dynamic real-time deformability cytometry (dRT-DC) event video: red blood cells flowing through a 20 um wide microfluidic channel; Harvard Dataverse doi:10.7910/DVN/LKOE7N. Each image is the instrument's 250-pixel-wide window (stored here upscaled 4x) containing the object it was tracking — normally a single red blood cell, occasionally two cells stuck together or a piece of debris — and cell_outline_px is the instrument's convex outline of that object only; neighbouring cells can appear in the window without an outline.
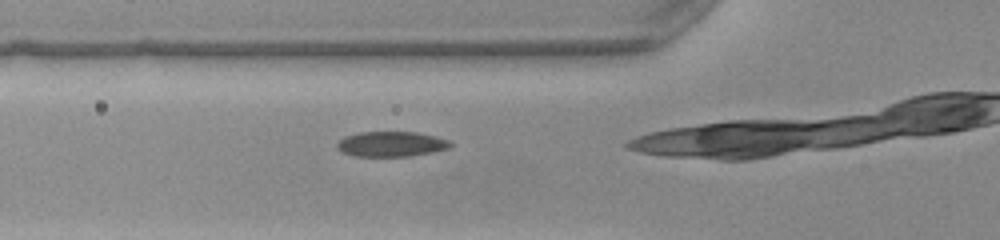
{"species": "common noctule bat (a hibernating species)", "species_latin": "Nyctalus noctula", "temperature_condition": "warm", "stored_images_in_passage": 8, "camera_frame_rate_fps": 3000, "um_per_image_px": 0.085, "animal": {"sex": "female", "body_mass_g": 22.0, "forearm_length_mm": 56.7}, "frame": {"image": 1, "passage_image": 5, "time_ms": 1.333, "image_size_px": [1000, 240], "cell_outline_px": [[452, 148], [412, 156], [356, 156], [344, 152], [336, 148], [336, 144], [344, 136], [360, 132], [416, 132], [436, 136], [448, 140], [452, 144]], "centroid_in_image_um": [33.28, 12.24], "position_along_channel_um": 92.5, "area_um2": 16.65}}